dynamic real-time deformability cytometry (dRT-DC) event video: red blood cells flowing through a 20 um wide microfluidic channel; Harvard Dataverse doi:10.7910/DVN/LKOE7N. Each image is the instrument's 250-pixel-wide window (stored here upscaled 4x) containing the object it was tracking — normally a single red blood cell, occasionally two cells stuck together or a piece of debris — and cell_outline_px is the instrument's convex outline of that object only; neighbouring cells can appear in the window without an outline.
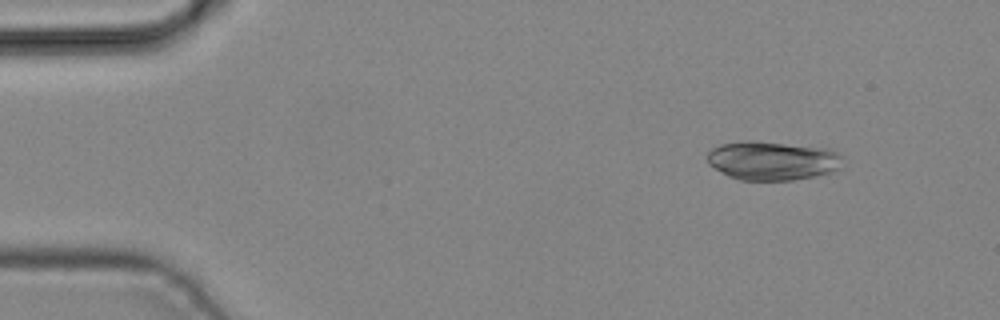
{"species": "common noctule bat (a hibernating species)", "species_latin": "Nyctalus noctula", "temperature_condition": "cold", "stored_images_in_passage": 4, "camera_frame_rate_fps": 3000, "um_per_image_px": 0.085, "animal": {"sex": "male", "body_mass_g": 19.2, "forearm_length_mm": 51.8}, "frame": {"image": 1, "passage_image": 2, "time_ms": 0.333, "image_size_px": [1000, 320], "cell_outline_px": [[844, 156], [840, 168], [832, 172], [792, 180], [740, 180], [728, 176], [708, 164], [708, 152], [712, 148], [720, 144], [744, 140], [756, 140], [832, 148]], "centroid_in_image_um": [65.69, 13.63], "position_along_channel_um": 19.3, "area_um2": 31.21}}
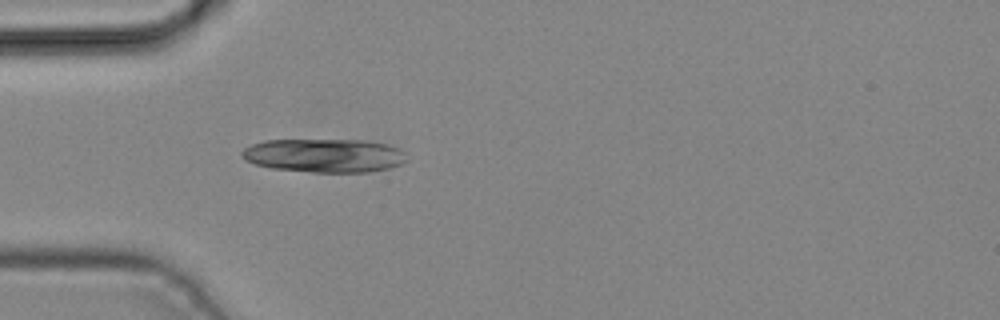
{"frame": {"image": 2, "passage_image": 4, "time_ms": 1.0, "image_size_px": [1000, 320], "cell_outline_px": [[408, 160], [400, 164], [388, 168], [368, 172], [312, 172], [272, 168], [256, 164], [244, 160], [240, 156], [240, 152], [244, 148], [252, 144], [264, 140], [364, 140], [388, 144], [400, 148], [404, 152]], "centroid_in_image_um": [27.56, 13.21], "position_along_channel_um": 57.4, "area_um2": 32.48}}